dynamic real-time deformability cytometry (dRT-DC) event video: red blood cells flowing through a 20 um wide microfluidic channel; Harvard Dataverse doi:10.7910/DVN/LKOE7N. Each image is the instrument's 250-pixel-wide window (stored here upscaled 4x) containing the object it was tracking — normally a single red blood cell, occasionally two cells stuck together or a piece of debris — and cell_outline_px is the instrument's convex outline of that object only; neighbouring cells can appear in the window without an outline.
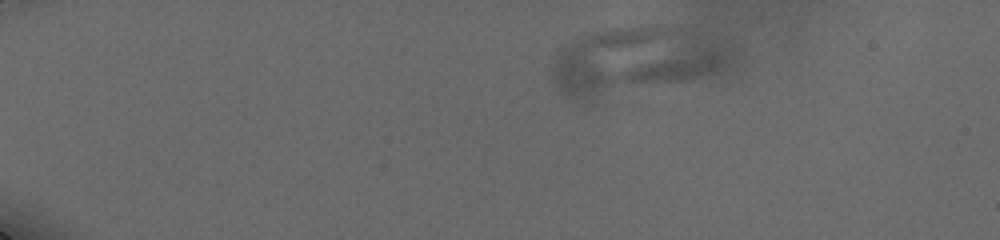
{"species": "human", "species_latin": "Homo sapiens", "temperature_condition": "cold", "stored_images_in_passage": 34, "camera_frame_rate_fps": 3000, "um_per_image_px": 0.085, "donor": {"sex": "male"}, "frame": {"image": 1, "passage_image": 5, "time_ms": 2.667, "image_size_px": [1000, 240], "cell_outline_px": [[724, 60], [708, 76], [592, 100], [580, 100], [568, 96], [556, 84], [552, 76], [556, 52], [560, 48], [572, 40], [596, 32], [612, 28], [692, 28], [708, 32], [712, 36]], "centroid_in_image_um": [53.82, 5.16], "position_along_channel_um": 31.2, "area_um2": 67.28}}
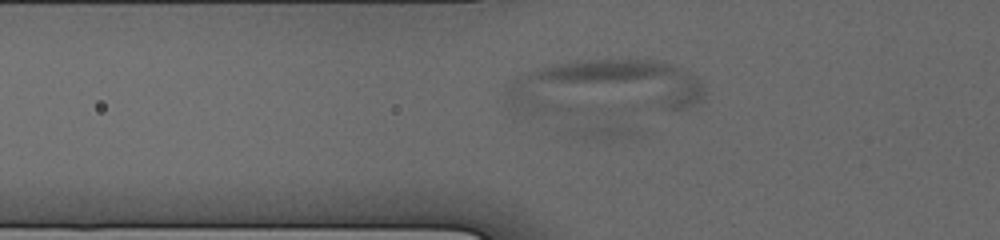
{"frame": {"image": 2, "passage_image": 14, "time_ms": 6.667, "image_size_px": [1000, 240], "cell_outline_px": [[704, 100], [696, 104], [680, 108], [512, 120], [508, 112], [504, 92], [504, 84], [520, 76], [540, 68], [556, 64], [588, 60], [652, 60], [668, 64], [688, 72], [700, 80], [704, 92]], "centroid_in_image_um": [51.06, 7.57], "position_along_channel_um": 74.7, "area_um2": 67.39}}